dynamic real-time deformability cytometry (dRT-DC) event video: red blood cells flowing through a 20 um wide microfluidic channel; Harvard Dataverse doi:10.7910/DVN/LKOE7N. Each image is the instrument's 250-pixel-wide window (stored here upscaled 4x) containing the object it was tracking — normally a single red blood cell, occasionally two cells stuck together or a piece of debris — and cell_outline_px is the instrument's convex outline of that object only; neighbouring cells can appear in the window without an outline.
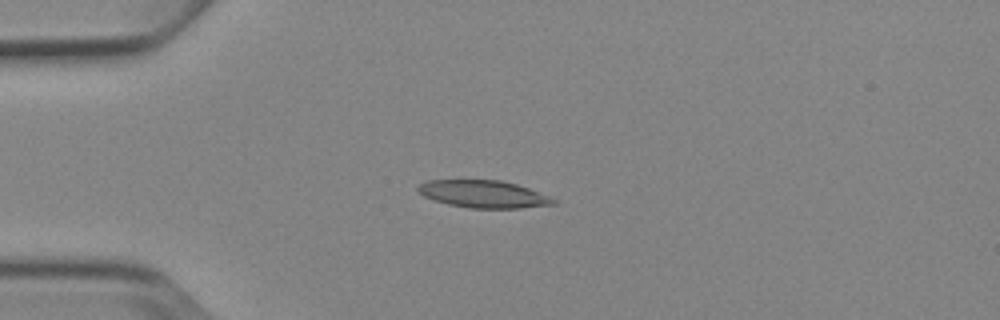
{"species": "Egyptian fruit bat (a non-hibernating species)", "species_latin": "Rousettus aegyptiacus", "temperature_condition": "cold", "stored_images_in_passage": 5, "camera_frame_rate_fps": 3000, "um_per_image_px": 0.085, "animal": {"sex": "female"}, "frame": {"image": 1, "passage_image": 4, "time_ms": 4.333, "image_size_px": [1000, 320], "cell_outline_px": [[556, 204], [520, 208], [468, 208], [448, 204], [424, 196], [416, 188], [420, 184], [428, 180], [500, 180], [516, 184], [540, 192], [556, 200]], "centroid_in_image_um": [41.11, 16.5], "position_along_channel_um": 43.9, "area_um2": 21.44}}